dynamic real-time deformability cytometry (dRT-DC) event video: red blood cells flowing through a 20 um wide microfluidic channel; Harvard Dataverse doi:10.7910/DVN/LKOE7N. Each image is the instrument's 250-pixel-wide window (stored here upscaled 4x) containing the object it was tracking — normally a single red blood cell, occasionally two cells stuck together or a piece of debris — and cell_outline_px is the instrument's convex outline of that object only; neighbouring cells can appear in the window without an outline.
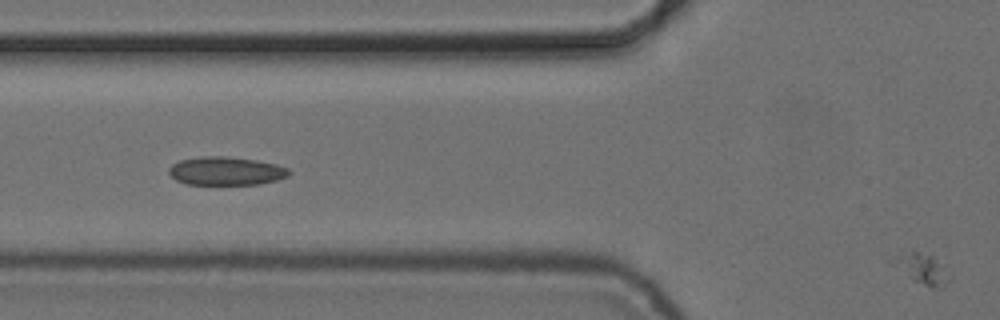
{"species": "common noctule bat (a hibernating species)", "species_latin": "Nyctalus noctula", "temperature_condition": "cold", "stored_images_in_passage": 11, "segment_of_instrument_passage": [2, 2], "camera_frame_rate_fps": 3000, "um_per_image_px": 0.085, "animal": {"sex": "female", "body_mass_g": 24.6, "forearm_length_mm": 56.2}, "frame": {"image": 1, "passage_image": 11, "time_ms": 3.333, "image_size_px": [1000, 320], "cell_outline_px": [[952, 276], [940, 288], [932, 288], [912, 280], [888, 264], [896, 256], [912, 248], [932, 256]], "centroid_in_image_um": [78.29, 22.81], "position_along_channel_um": 47.5, "area_um2": 10.29}}